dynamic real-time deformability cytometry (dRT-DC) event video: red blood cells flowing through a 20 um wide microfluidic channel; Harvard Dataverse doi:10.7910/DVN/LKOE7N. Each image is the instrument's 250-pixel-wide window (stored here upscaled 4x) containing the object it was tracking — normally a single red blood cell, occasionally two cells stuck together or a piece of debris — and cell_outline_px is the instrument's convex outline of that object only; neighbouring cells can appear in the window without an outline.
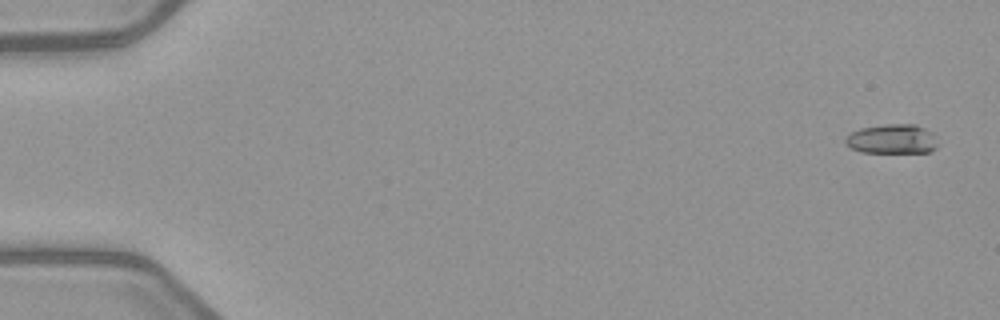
{"species": "common noctule bat (a hibernating species)", "species_latin": "Nyctalus noctula", "temperature_condition": "warm", "stored_images_in_passage": 5, "camera_frame_rate_fps": 3000, "um_per_image_px": 0.085, "animal": {"sex": "female", "body_mass_g": 21.9}, "frame": {"image": 1, "passage_image": 1, "time_ms": 0.0, "image_size_px": [1000, 320], "cell_outline_px": [[940, 144], [932, 152], [860, 152], [844, 144], [844, 140], [852, 132], [860, 128], [888, 124], [916, 124], [932, 132]], "centroid_in_image_um": [75.87, 11.82], "position_along_channel_um": 9.1, "area_um2": 16.01}}
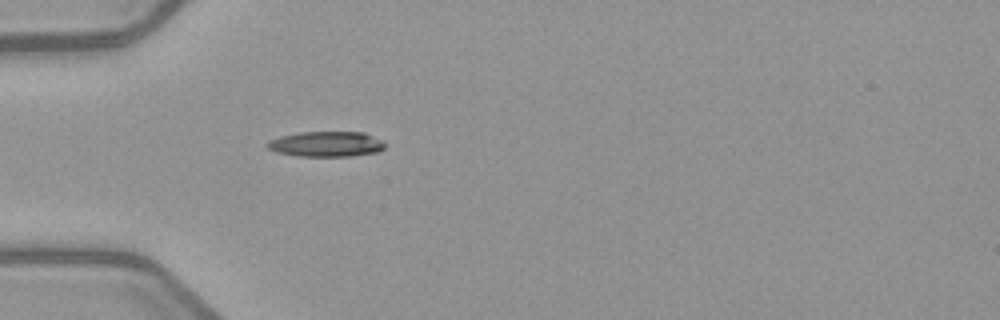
{"frame": {"image": 2, "passage_image": 5, "time_ms": 5.0, "image_size_px": [1000, 320], "cell_outline_px": [[388, 144], [384, 148], [376, 152], [352, 156], [296, 156], [276, 152], [268, 148], [264, 144], [268, 140], [280, 136], [300, 132], [364, 132], [384, 140]], "centroid_in_image_um": [27.74, 12.24], "position_along_channel_um": 57.3, "area_um2": 17.63}}